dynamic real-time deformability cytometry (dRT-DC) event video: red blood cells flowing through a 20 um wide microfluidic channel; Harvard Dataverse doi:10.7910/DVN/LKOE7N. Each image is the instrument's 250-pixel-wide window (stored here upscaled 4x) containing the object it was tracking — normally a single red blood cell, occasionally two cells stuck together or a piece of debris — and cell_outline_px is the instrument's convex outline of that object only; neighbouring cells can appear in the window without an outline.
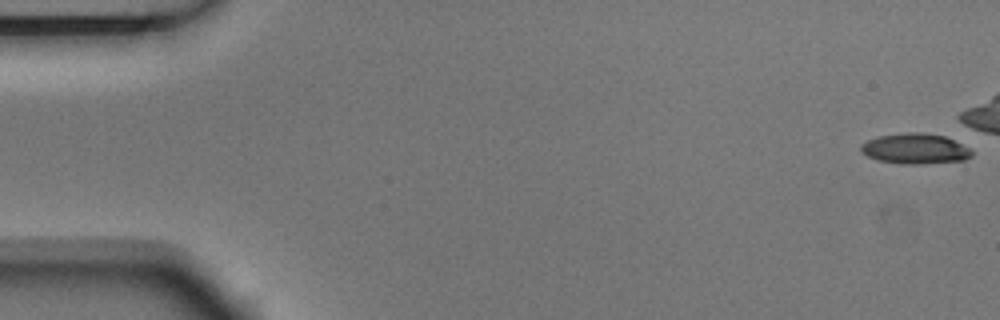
{"species": "Egyptian fruit bat (a non-hibernating species)", "species_latin": "Rousettus aegyptiacus", "temperature_condition": "room temperature", "stored_images_in_passage": 9, "camera_frame_rate_fps": 3000, "um_per_image_px": 0.085, "animal": {"sex": "male"}, "frame": {"image": 1, "passage_image": 1, "time_ms": 0.0, "image_size_px": [1000, 320], "cell_outline_px": [[972, 156], [964, 160], [916, 164], [900, 164], [876, 160], [860, 152], [860, 144], [876, 136], [908, 132], [924, 132], [944, 136], [972, 148]], "centroid_in_image_um": [77.77, 12.63], "position_along_channel_um": 7.2, "area_um2": 19.88}}
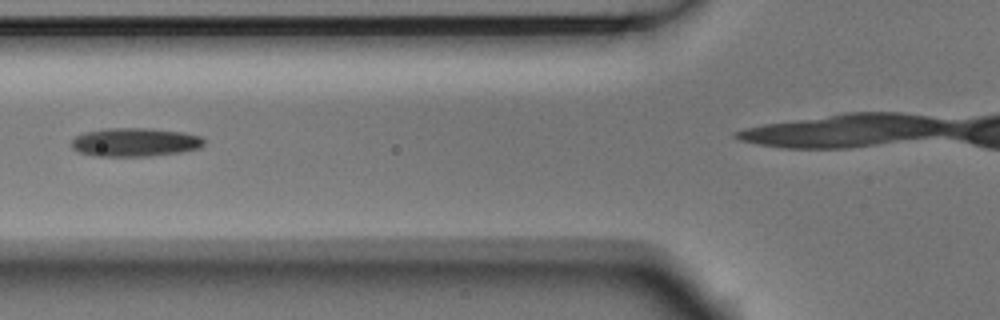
{"frame": {"image": 2, "passage_image": 6, "time_ms": 1.667, "image_size_px": [1000, 320], "cell_outline_px": [[204, 144], [200, 148], [180, 152], [148, 156], [96, 156], [80, 152], [72, 148], [72, 140], [76, 136], [84, 132], [104, 128], [148, 128], [184, 132], [200, 136], [204, 140]], "centroid_in_image_um": [11.47, 12.08], "position_along_channel_um": 114.3, "area_um2": 22.08}}
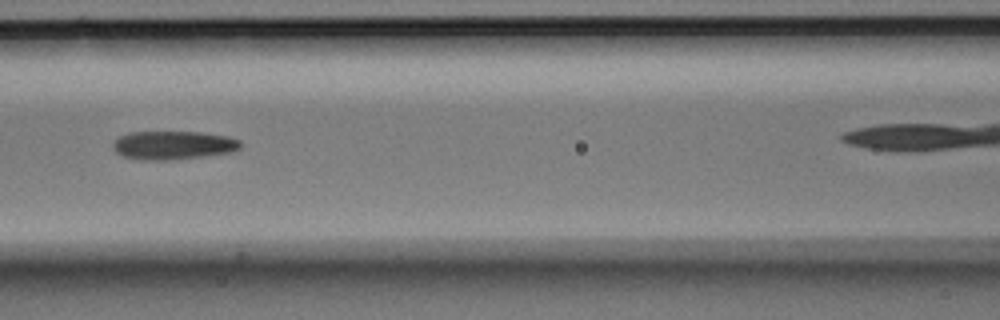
{"frame": {"image": 3, "passage_image": 7, "time_ms": 2.0, "image_size_px": [1000, 320], "cell_outline_px": [[240, 148], [232, 152], [204, 156], [164, 160], [144, 160], [124, 156], [116, 152], [112, 144], [112, 140], [128, 132], [200, 132], [228, 136], [240, 140]], "centroid_in_image_um": [14.71, 12.33], "position_along_channel_um": 151.9, "area_um2": 21.15}}